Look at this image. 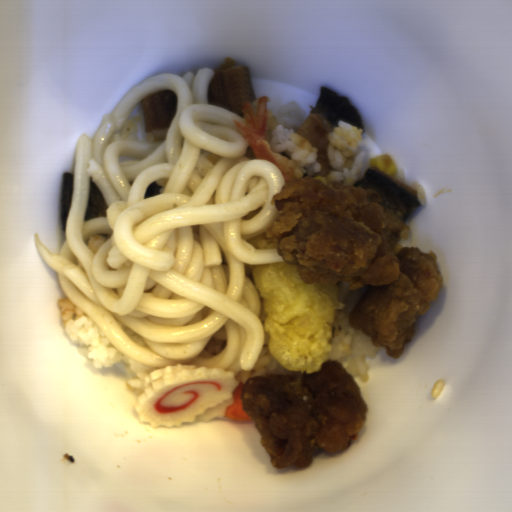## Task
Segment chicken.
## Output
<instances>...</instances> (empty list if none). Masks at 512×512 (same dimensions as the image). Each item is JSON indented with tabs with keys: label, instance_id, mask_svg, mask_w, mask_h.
<instances>
[{
	"label": "chicken",
	"instance_id": "1",
	"mask_svg": "<svg viewBox=\"0 0 512 512\" xmlns=\"http://www.w3.org/2000/svg\"><path fill=\"white\" fill-rule=\"evenodd\" d=\"M383 201L371 187L296 177L272 196L278 218L265 232L305 285L366 286L348 313L349 326L398 359L444 279L434 251L399 244L411 229L399 214L385 211Z\"/></svg>",
	"mask_w": 512,
	"mask_h": 512
},
{
	"label": "chicken",
	"instance_id": "2",
	"mask_svg": "<svg viewBox=\"0 0 512 512\" xmlns=\"http://www.w3.org/2000/svg\"><path fill=\"white\" fill-rule=\"evenodd\" d=\"M242 410L254 421L274 468L304 469L319 449L335 454L351 445L367 420L361 387L337 359L318 372L249 376L241 387Z\"/></svg>",
	"mask_w": 512,
	"mask_h": 512
}]
</instances>
